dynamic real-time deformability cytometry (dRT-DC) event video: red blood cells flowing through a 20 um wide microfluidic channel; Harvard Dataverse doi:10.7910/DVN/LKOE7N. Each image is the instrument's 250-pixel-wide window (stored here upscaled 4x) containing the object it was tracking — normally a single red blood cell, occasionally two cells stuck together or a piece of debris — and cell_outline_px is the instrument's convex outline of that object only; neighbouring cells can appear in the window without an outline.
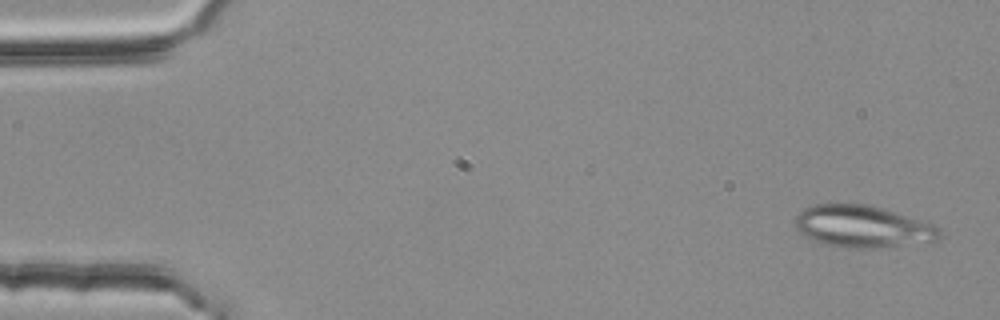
{"species": "common noctule bat (a hibernating species)", "species_latin": "Nyctalus noctula", "temperature_condition": "room temperature", "stored_images_in_passage": 4, "camera_frame_rate_fps": 3000, "um_per_image_px": 0.085, "animal": {"sex": "female", "body_mass_g": 25.1}, "frame": {"image": 1, "passage_image": 1, "time_ms": 0.0, "image_size_px": [1000, 320], "cell_outline_px": [[940, 236], [932, 244], [880, 248], [856, 248], [824, 244], [800, 232], [796, 228], [792, 220], [804, 208], [816, 204], [868, 204], [884, 208], [940, 228]], "centroid_in_image_um": [73.36, 19.27], "position_along_channel_um": 11.6, "area_um2": 35.49}}